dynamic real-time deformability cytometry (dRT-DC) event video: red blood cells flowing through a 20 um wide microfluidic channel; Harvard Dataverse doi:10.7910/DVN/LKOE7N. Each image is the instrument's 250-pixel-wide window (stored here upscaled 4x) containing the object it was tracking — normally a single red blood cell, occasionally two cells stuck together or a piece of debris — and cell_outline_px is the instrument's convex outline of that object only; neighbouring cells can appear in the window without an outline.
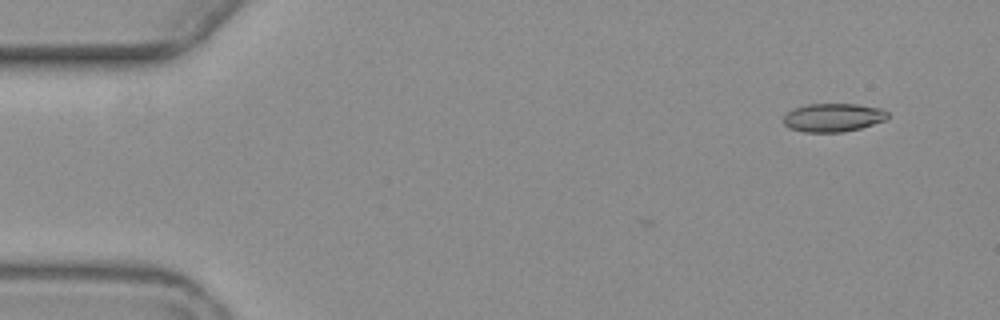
{"species": "common noctule bat (a hibernating species)", "species_latin": "Nyctalus noctula", "temperature_condition": "warm", "stored_images_in_passage": 3, "camera_frame_rate_fps": 3000, "um_per_image_px": 0.085, "animal": {"sex": "female", "body_mass_g": 19.3, "forearm_length_mm": 54.1}, "frame": {"image": 1, "passage_image": 3, "time_ms": 2.333, "image_size_px": [1000, 320], "cell_outline_px": [[888, 116], [884, 120], [860, 128], [844, 132], [804, 132], [788, 128], [784, 124], [784, 116], [792, 108], [808, 104], [856, 104], [880, 108], [888, 112]], "centroid_in_image_um": [70.78, 9.99], "position_along_channel_um": 14.2, "area_um2": 17.22}}